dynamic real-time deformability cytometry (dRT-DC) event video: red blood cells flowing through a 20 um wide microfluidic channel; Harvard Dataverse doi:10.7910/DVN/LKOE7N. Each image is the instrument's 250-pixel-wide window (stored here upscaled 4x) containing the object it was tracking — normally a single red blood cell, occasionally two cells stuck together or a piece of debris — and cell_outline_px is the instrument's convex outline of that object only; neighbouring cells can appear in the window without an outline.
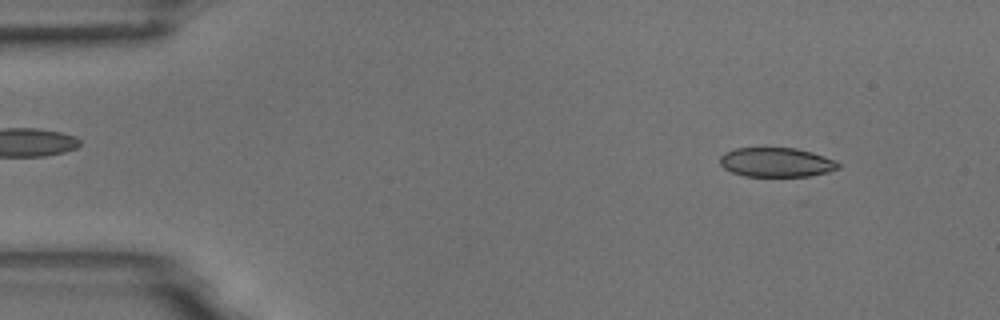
{"species": "common noctule bat (a hibernating species)", "species_latin": "Nyctalus noctula", "temperature_condition": "room temperature", "stored_images_in_passage": 53, "camera_frame_rate_fps": 3000, "um_per_image_px": 0.085, "animal": {"sex": "male", "body_mass_g": 18.8}, "frame": {"image": 1, "passage_image": 5, "time_ms": 1.333, "image_size_px": [1000, 320], "cell_outline_px": [[840, 168], [828, 172], [808, 176], [744, 176], [732, 172], [724, 168], [720, 164], [720, 156], [724, 152], [736, 148], [796, 148], [812, 152], [836, 160], [840, 164]], "centroid_in_image_um": [66.0, 13.79], "position_along_channel_um": 19.0, "area_um2": 20.29}}
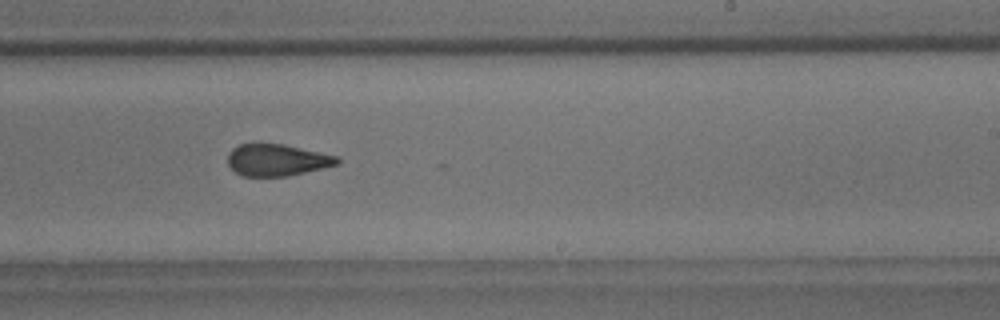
{"frame": {"image": 2, "passage_image": 32, "time_ms": 10.333, "image_size_px": [1000, 320], "cell_outline_px": [[340, 164], [324, 168], [288, 176], [244, 176], [236, 172], [228, 164], [228, 152], [232, 148], [240, 144], [260, 140], [280, 144], [336, 156], [340, 160]], "centroid_in_image_um": [23.49, 13.57], "position_along_channel_um": 265.5, "area_um2": 20.58}}
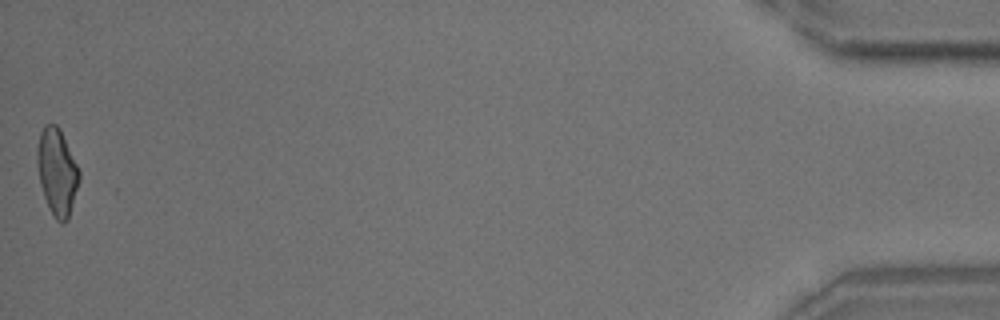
{"frame": {"image": 3, "passage_image": 53, "time_ms": 17.333, "image_size_px": [1000, 320], "cell_outline_px": [[80, 180], [68, 220], [64, 224], [60, 224], [56, 220], [48, 208], [40, 184], [36, 164], [36, 148], [40, 132], [44, 124], [56, 124], [60, 128], [80, 172]], "centroid_in_image_um": [4.83, 14.62], "position_along_channel_um": 430.4, "area_um2": 21.56}, "authors_computed_cell_mechanics": {"area_um2": 21.5594, "velocity_mm_per_s": 3.7291, "shape_relaxation_time_tau1_ms": 6.927, "shape_relaxation_time_tau2_ms": 1.5567, "deformation_change_tau1": 0.1763, "deformation_change_tau2": 0.0835}}